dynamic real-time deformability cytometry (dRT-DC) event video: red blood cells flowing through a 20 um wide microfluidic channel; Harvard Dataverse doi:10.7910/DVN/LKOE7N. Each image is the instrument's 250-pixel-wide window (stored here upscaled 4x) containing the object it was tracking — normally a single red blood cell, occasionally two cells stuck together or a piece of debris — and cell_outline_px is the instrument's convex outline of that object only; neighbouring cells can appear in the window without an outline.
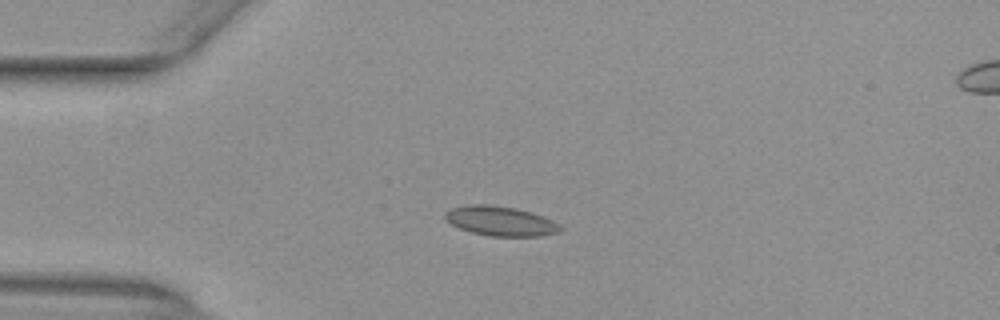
{"species": "common noctule bat (a hibernating species)", "species_latin": "Nyctalus noctula", "temperature_condition": "warm", "stored_images_in_passage": 40, "camera_frame_rate_fps": 3000, "um_per_image_px": 0.085, "animal": {"sex": "female", "body_mass_g": 29.2, "forearm_length_mm": 56.3}, "frame": {"image": 1, "passage_image": 1, "time_ms": 0.0, "image_size_px": [1000, 320], "cell_outline_px": [[560, 232], [540, 236], [492, 236], [472, 232], [460, 228], [444, 220], [444, 212], [452, 208], [468, 204], [492, 204], [516, 208], [532, 212], [544, 216], [552, 220], [560, 228]], "centroid_in_image_um": [42.5, 18.77], "position_along_channel_um": 42.5, "area_um2": 19.88}}
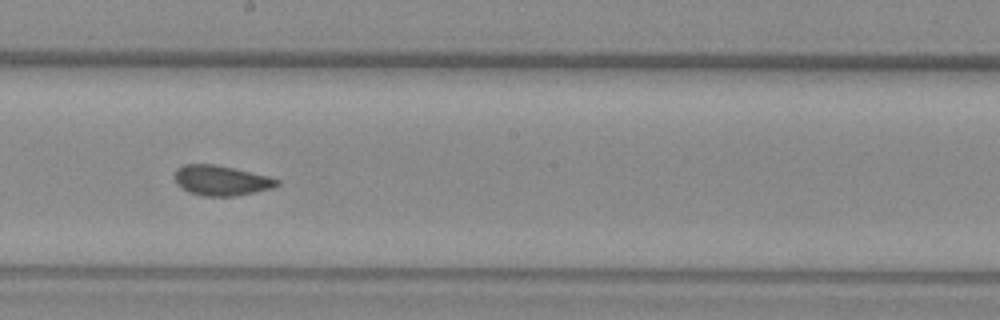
{"frame": {"image": 2, "passage_image": 17, "time_ms": 5.333, "image_size_px": [1000, 320], "cell_outline_px": [[280, 184], [272, 188], [256, 192], [232, 196], [204, 196], [188, 192], [180, 188], [176, 184], [176, 168], [184, 164], [212, 164], [232, 168], [268, 176], [280, 180]], "centroid_in_image_um": [18.79, 15.35], "position_along_channel_um": 229.4, "area_um2": 17.86}}
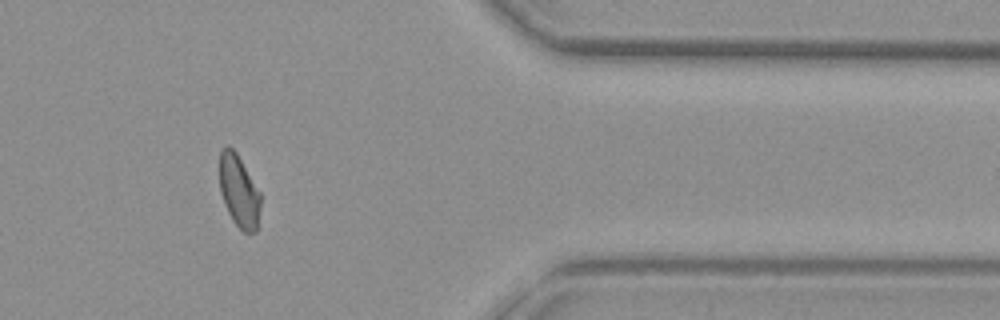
{"frame": {"image": 3, "passage_image": 31, "time_ms": 10.0, "image_size_px": [1000, 320], "cell_outline_px": [[260, 208], [256, 232], [244, 232], [232, 220], [224, 204], [220, 192], [220, 148], [228, 144], [236, 152], [260, 192]], "centroid_in_image_um": [20.3, 16.23], "position_along_channel_um": 391.1, "area_um2": 17.22}, "authors_computed_cell_mechanics": {"area_um2": 17.918, "velocity_mm_per_s": 3.9801, "shape_relaxation_time_tau1_ms": null, "shape_relaxation_time_tau2_ms": 0.6696, "deformation_change_tau1": null, "deformation_change_tau2": 0.0403}}